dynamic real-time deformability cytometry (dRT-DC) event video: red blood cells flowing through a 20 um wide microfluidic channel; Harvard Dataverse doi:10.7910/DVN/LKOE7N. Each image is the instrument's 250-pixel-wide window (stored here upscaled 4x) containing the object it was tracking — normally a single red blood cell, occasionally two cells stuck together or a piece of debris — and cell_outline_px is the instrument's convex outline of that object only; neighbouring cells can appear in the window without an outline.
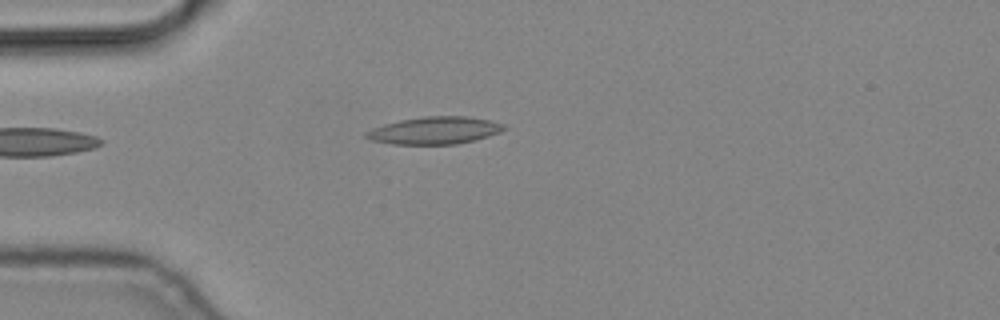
{"species": "common noctule bat (a hibernating species)", "species_latin": "Nyctalus noctula", "temperature_condition": "cold", "stored_images_in_passage": 3, "camera_frame_rate_fps": 3000, "um_per_image_px": 0.085, "animal": {"sex": "male", "body_mass_g": 19.2, "forearm_length_mm": 51.8}, "frame": {"image": 1, "passage_image": 3, "time_ms": 0.667, "image_size_px": [1000, 320], "cell_outline_px": [[508, 128], [500, 132], [476, 140], [456, 144], [392, 144], [372, 140], [364, 136], [364, 132], [372, 128], [384, 124], [400, 120], [424, 116], [468, 116], [492, 120], [504, 124]], "centroid_in_image_um": [36.97, 11.08], "position_along_channel_um": 48.0, "area_um2": 22.14}}